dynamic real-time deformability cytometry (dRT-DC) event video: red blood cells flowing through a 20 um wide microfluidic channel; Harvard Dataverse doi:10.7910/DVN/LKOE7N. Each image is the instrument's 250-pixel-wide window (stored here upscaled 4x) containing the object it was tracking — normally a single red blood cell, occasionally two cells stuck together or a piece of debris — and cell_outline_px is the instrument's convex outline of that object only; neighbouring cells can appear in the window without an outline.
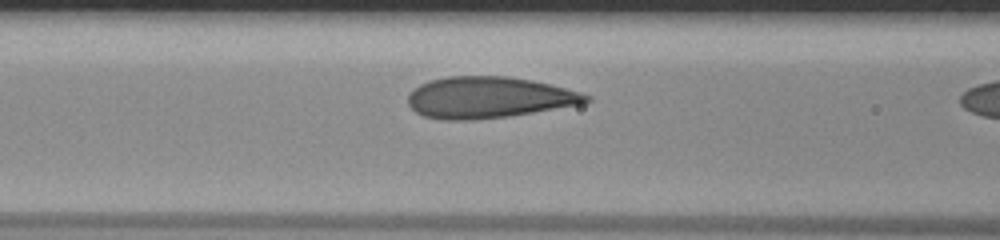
{"species": "human", "species_latin": "Homo sapiens", "temperature_condition": "room temperature", "stored_images_in_passage": 8, "camera_frame_rate_fps": 3000, "um_per_image_px": 0.085, "donor": {"sex": "male"}, "frame": {"image": 1, "passage_image": 7, "time_ms": 2.0, "image_size_px": [1000, 240], "cell_outline_px": [[592, 100], [580, 104], [508, 116], [468, 120], [444, 120], [424, 116], [416, 112], [408, 104], [408, 96], [420, 84], [428, 80], [448, 76], [508, 76], [532, 80], [580, 92], [592, 96]], "centroid_in_image_um": [41.52, 8.28], "position_along_channel_um": 125.1, "area_um2": 42.6}}